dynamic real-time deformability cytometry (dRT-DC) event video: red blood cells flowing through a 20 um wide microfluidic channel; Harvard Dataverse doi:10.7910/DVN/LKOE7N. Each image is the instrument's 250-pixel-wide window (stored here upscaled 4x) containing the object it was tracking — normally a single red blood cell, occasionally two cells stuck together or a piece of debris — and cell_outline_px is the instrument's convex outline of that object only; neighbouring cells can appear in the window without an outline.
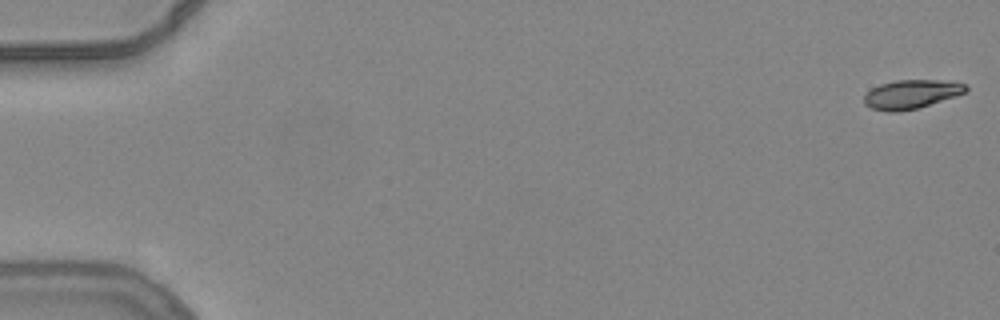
{"species": "common noctule bat (a hibernating species)", "species_latin": "Nyctalus noctula", "temperature_condition": "warm", "stored_images_in_passage": 55, "camera_frame_rate_fps": 3000, "um_per_image_px": 0.085, "animal": {"sex": "female", "body_mass_g": 24.6, "forearm_length_mm": 56.2}, "frame": {"image": 1, "passage_image": 1, "time_ms": 0.0, "image_size_px": [1000, 320], "cell_outline_px": [[968, 92], [916, 108], [896, 112], [888, 112], [872, 108], [864, 104], [864, 96], [872, 88], [880, 84], [896, 80], [936, 80], [964, 84], [968, 88]], "centroid_in_image_um": [77.43, 8.01], "position_along_channel_um": 7.6, "area_um2": 16.82}}
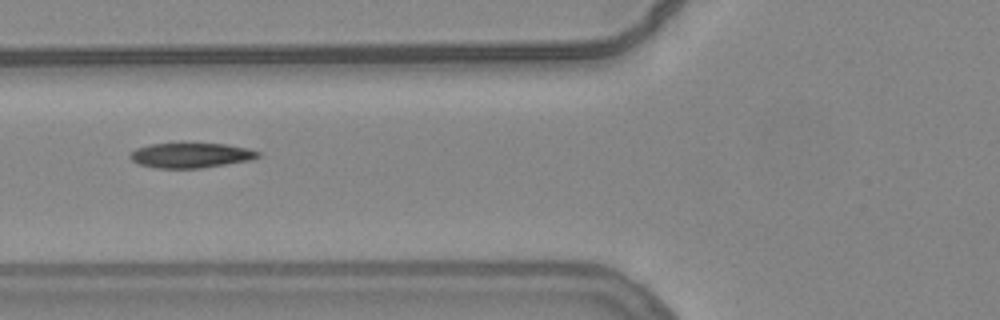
{"frame": {"image": 2, "passage_image": 22, "time_ms": 7.0, "image_size_px": [1000, 320], "cell_outline_px": [[260, 156], [252, 160], [200, 168], [156, 168], [140, 164], [132, 160], [128, 156], [136, 148], [152, 144], [224, 144], [248, 148], [260, 152]], "centroid_in_image_um": [16.24, 13.21], "position_along_channel_um": 109.6, "area_um2": 18.38}}
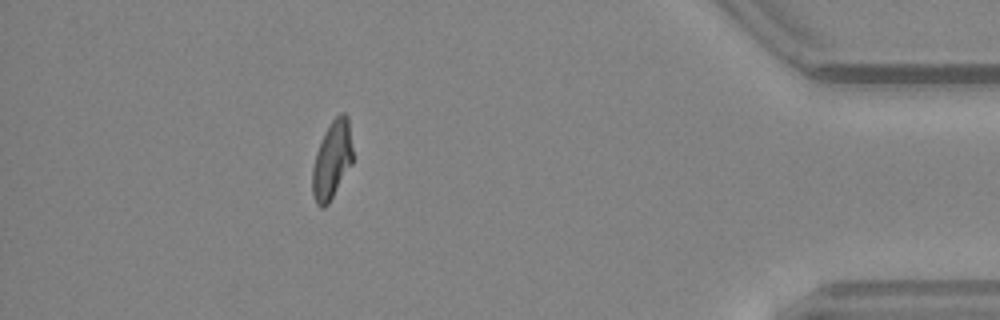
{"frame": {"image": 3, "passage_image": 49, "time_ms": 16.0, "image_size_px": [1000, 320], "cell_outline_px": [[352, 164], [328, 204], [324, 208], [320, 208], [316, 204], [312, 192], [312, 168], [316, 152], [324, 132], [332, 120], [340, 112], [344, 112], [348, 116], [352, 148]], "centroid_in_image_um": [28.21, 13.6], "position_along_channel_um": 407.0, "area_um2": 18.38}, "authors_computed_cell_mechanics": {"area_um2": 18.5538, "velocity_mm_per_s": 3.8433, "shape_relaxation_time_tau1_ms": 6.7503, "shape_relaxation_time_tau2_ms": 2.1294, "deformation_change_tau1": 0.2129, "deformation_change_tau2": 0.0788}}